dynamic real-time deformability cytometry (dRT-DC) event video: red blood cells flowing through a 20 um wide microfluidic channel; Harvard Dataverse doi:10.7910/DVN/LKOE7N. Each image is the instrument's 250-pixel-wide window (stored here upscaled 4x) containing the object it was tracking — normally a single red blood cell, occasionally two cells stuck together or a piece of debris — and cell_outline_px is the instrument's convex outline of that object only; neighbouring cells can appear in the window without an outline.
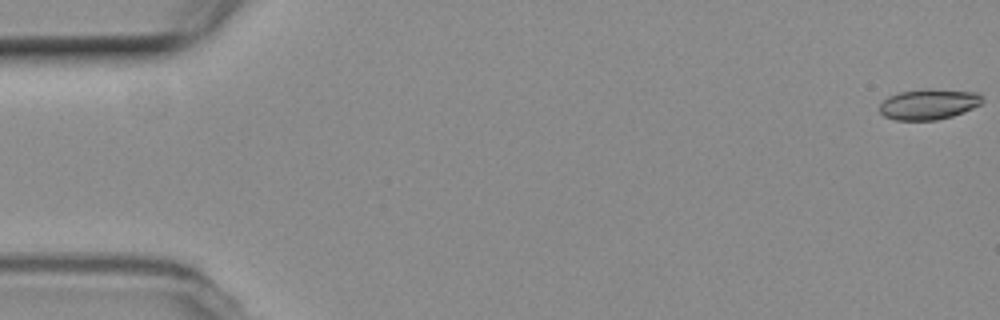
{"species": "common noctule bat (a hibernating species)", "species_latin": "Nyctalus noctula", "temperature_condition": "room temperature", "stored_images_in_passage": 55, "camera_frame_rate_fps": 3000, "um_per_image_px": 0.085, "animal": {"sex": "female", "body_mass_g": 19.3, "forearm_length_mm": 54.1}, "frame": {"image": 1, "passage_image": 1, "time_ms": 0.0, "image_size_px": [1000, 320], "cell_outline_px": [[984, 100], [980, 104], [964, 112], [952, 116], [936, 120], [896, 120], [884, 116], [880, 112], [880, 104], [888, 96], [900, 92], [924, 88], [932, 88], [976, 92]], "centroid_in_image_um": [78.93, 8.85], "position_along_channel_um": 6.1, "area_um2": 18.38}}
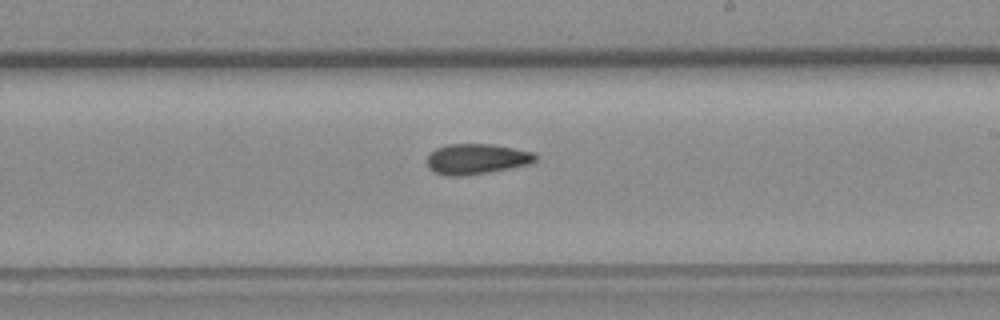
{"frame": {"image": 2, "passage_image": 32, "time_ms": 10.333, "image_size_px": [1000, 320], "cell_outline_px": [[536, 160], [528, 164], [488, 172], [460, 176], [444, 176], [428, 168], [428, 156], [436, 148], [448, 144], [492, 144], [532, 152], [536, 156]], "centroid_in_image_um": [40.47, 13.51], "position_along_channel_um": 248.5, "area_um2": 18.9}}
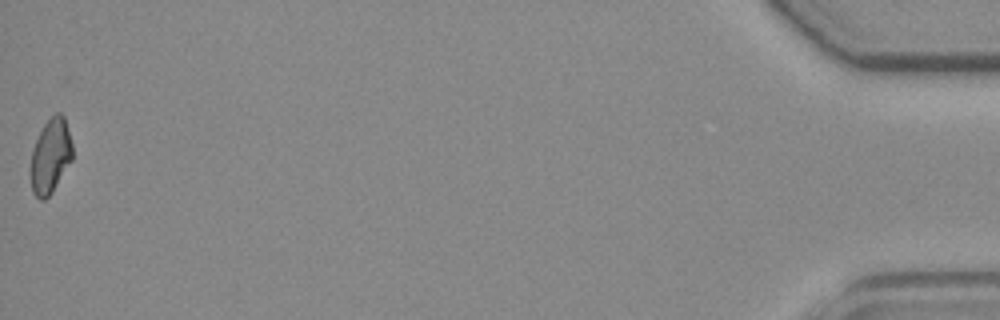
{"frame": {"image": 3, "passage_image": 55, "time_ms": 18.0, "image_size_px": [1000, 320], "cell_outline_px": [[72, 160], [52, 192], [44, 200], [40, 200], [32, 192], [28, 172], [28, 168], [32, 152], [36, 140], [44, 124], [56, 112], [60, 112], [64, 116], [72, 144]], "centroid_in_image_um": [4.26, 13.3], "position_along_channel_um": 430.9, "area_um2": 18.38}, "authors_computed_cell_mechanics": {"area_um2": 18.9006, "velocity_mm_per_s": 3.7719, "shape_relaxation_time_tau1_ms": null, "shape_relaxation_time_tau2_ms": 6.7208, "deformation_change_tau1": null, "deformation_change_tau2": 0.1332}}